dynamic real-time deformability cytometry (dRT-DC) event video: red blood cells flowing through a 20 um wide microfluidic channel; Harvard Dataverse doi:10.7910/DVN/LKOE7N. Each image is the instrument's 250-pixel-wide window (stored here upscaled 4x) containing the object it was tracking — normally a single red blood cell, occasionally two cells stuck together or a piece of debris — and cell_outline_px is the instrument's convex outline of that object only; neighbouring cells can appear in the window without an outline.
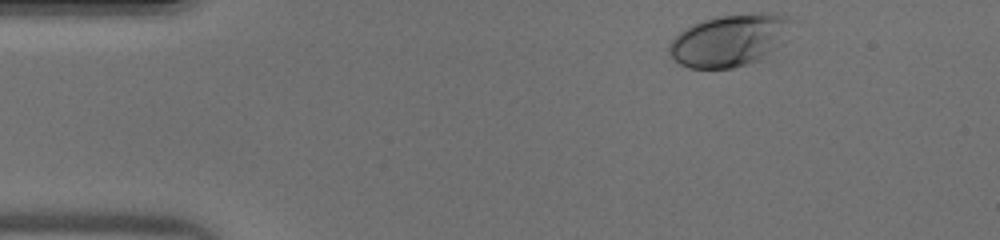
{"species": "human", "species_latin": "Homo sapiens", "temperature_condition": "warm", "stored_images_in_passage": 32, "camera_frame_rate_fps": 3000, "um_per_image_px": 0.085, "donor": {"sex": "male"}, "frame": {"image": 1, "passage_image": 1, "time_ms": 0.0, "image_size_px": [1000, 240], "cell_outline_px": [[796, 20], [784, 44], [760, 60], [732, 68], [688, 68], [680, 64], [668, 52], [668, 44], [680, 32], [704, 20], [716, 16], [756, 12], [772, 12]], "centroid_in_image_um": [62.11, 3.41], "position_along_channel_um": 22.9, "area_um2": 37.63}}
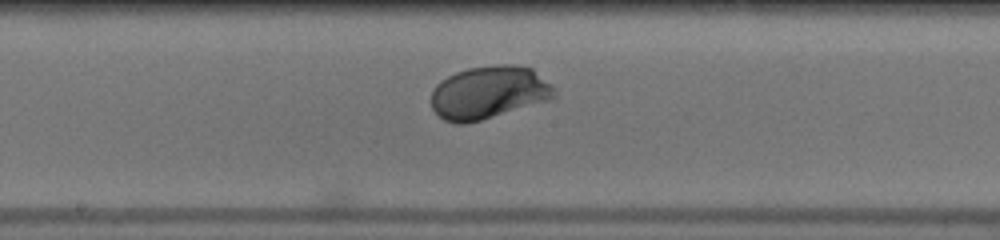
{"frame": {"image": 2, "passage_image": 19, "time_ms": 6.0, "image_size_px": [1000, 240], "cell_outline_px": [[556, 96], [548, 100], [480, 120], [464, 124], [456, 124], [444, 120], [432, 108], [432, 88], [440, 80], [456, 72], [468, 68], [496, 64], [516, 64], [532, 68], [556, 88]], "centroid_in_image_um": [41.55, 7.84], "position_along_channel_um": 206.7, "area_um2": 37.97}}
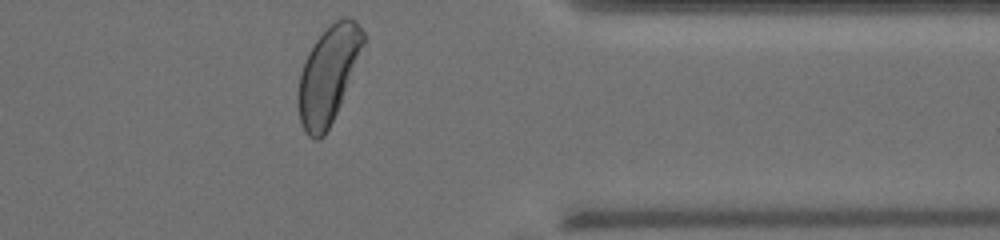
{"frame": {"image": 3, "passage_image": 32, "time_ms": 10.333, "image_size_px": [1000, 240], "cell_outline_px": [[368, 40], [340, 104], [324, 136], [320, 140], [316, 140], [308, 136], [304, 132], [300, 124], [300, 72], [304, 60], [308, 52], [316, 40], [336, 20], [344, 16], [348, 16], [356, 20], [368, 36]], "centroid_in_image_um": [27.97, 6.3], "position_along_channel_um": 383.4, "area_um2": 36.53}}